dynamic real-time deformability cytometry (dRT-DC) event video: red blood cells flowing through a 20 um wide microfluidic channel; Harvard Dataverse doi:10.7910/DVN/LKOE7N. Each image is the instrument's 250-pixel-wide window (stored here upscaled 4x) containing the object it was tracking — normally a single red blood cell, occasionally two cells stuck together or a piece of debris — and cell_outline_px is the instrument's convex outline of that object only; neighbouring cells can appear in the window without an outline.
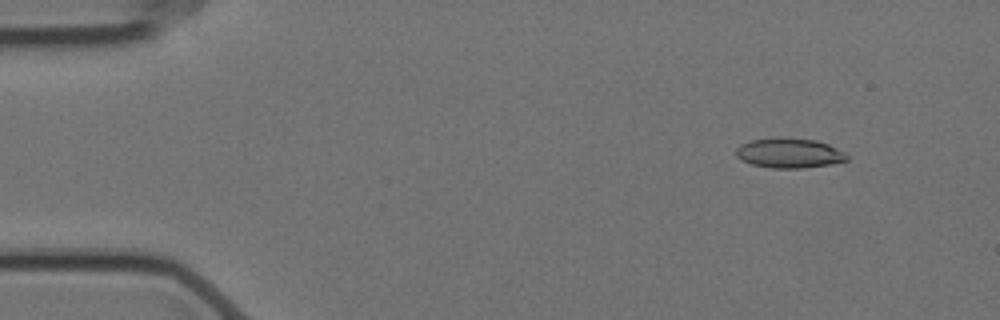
{"species": "Egyptian fruit bat (a non-hibernating species)", "species_latin": "Rousettus aegyptiacus", "temperature_condition": "cold", "stored_images_in_passage": 56, "camera_frame_rate_fps": 3000, "um_per_image_px": 0.085, "animal": {"sex": "female"}, "frame": {"image": 1, "passage_image": 5, "time_ms": 1.333, "image_size_px": [1000, 320], "cell_outline_px": [[848, 160], [828, 164], [804, 168], [772, 168], [752, 164], [740, 160], [736, 156], [736, 148], [740, 144], [752, 140], [816, 140], [828, 144], [844, 152], [848, 156]], "centroid_in_image_um": [67.08, 13.05], "position_along_channel_um": 17.9, "area_um2": 18.5}}
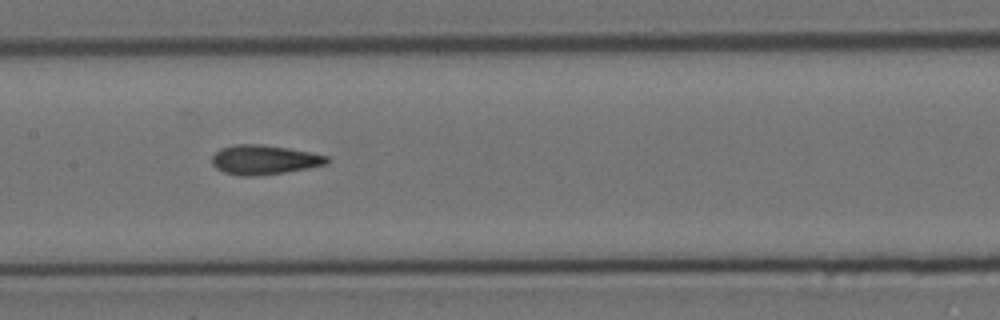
{"frame": {"image": 2, "passage_image": 27, "time_ms": 8.667, "image_size_px": [1000, 320], "cell_outline_px": [[328, 164], [308, 168], [284, 172], [252, 176], [240, 176], [224, 172], [216, 168], [212, 164], [212, 156], [220, 148], [236, 144], [260, 144], [288, 148], [312, 152], [328, 156]], "centroid_in_image_um": [22.45, 13.57], "position_along_channel_um": 185.0, "area_um2": 19.71}}
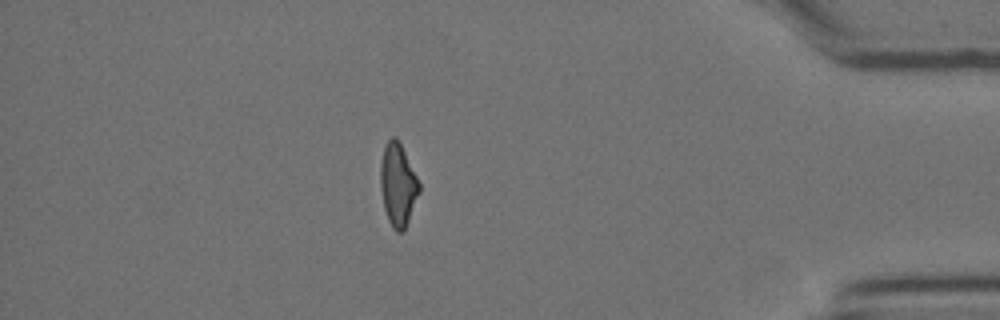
{"frame": {"image": 3, "passage_image": 49, "time_ms": 16.0, "image_size_px": [1000, 320], "cell_outline_px": [[420, 192], [404, 232], [396, 232], [392, 228], [388, 220], [384, 208], [380, 188], [380, 164], [384, 148], [388, 140], [392, 136], [396, 136], [420, 184]], "centroid_in_image_um": [33.81, 15.75], "position_along_channel_um": 401.4, "area_um2": 18.61}, "authors_computed_cell_mechanics": {"area_um2": 19.2763, "velocity_mm_per_s": 3.526, "shape_relaxation_time_tau1_ms": 9.5582, "shape_relaxation_time_tau2_ms": 2.7977, "deformation_change_tau1": 0.227, "deformation_change_tau2": 0.1076}}